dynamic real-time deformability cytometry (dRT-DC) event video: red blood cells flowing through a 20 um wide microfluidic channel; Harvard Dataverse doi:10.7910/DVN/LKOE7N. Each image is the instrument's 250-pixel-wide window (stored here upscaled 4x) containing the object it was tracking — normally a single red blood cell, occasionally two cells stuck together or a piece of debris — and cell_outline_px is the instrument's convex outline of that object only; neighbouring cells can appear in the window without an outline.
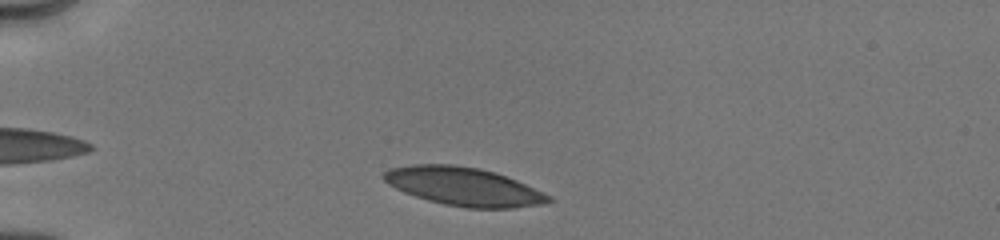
{"species": "human", "species_latin": "Homo sapiens", "temperature_condition": "cold", "stored_images_in_passage": 18, "camera_frame_rate_fps": 3000, "um_per_image_px": 0.085, "donor": {"sex": "male"}, "frame": {"image": 1, "passage_image": 2, "time_ms": 0.333, "image_size_px": [1000, 240], "cell_outline_px": [[556, 200], [544, 204], [512, 208], [468, 208], [444, 204], [428, 200], [404, 192], [388, 184], [380, 176], [388, 168], [412, 164], [452, 164], [480, 168], [496, 172], [516, 180], [544, 192], [552, 196]], "centroid_in_image_um": [39.43, 15.85], "position_along_channel_um": 45.6, "area_um2": 37.11}}
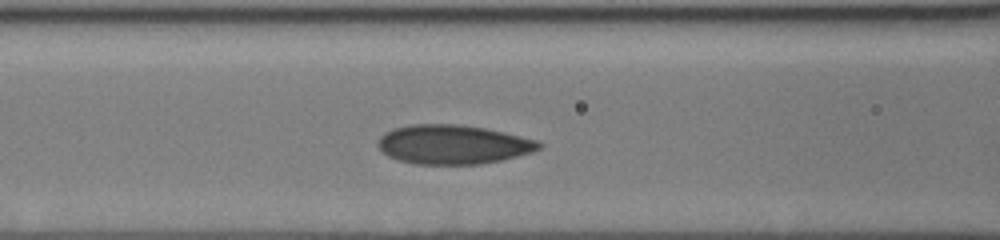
{"frame": {"image": 2, "passage_image": 9, "time_ms": 3.333, "image_size_px": [1000, 240], "cell_outline_px": [[544, 144], [540, 148], [532, 152], [500, 160], [480, 164], [416, 164], [400, 160], [388, 156], [376, 144], [380, 136], [384, 132], [392, 128], [408, 124], [460, 124], [484, 128], [504, 132], [536, 140]], "centroid_in_image_um": [38.48, 12.27], "position_along_channel_um": 128.1, "area_um2": 36.76}}
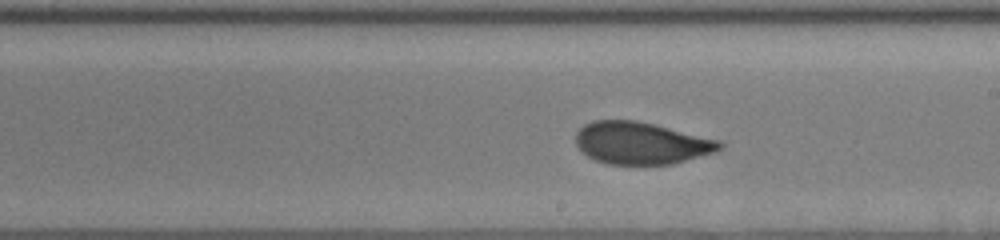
{"frame": {"image": 3, "passage_image": 16, "time_ms": 6.0, "image_size_px": [1000, 240], "cell_outline_px": [[724, 144], [716, 152], [672, 164], [608, 164], [596, 160], [588, 156], [576, 144], [576, 132], [584, 124], [592, 120], [636, 120], [720, 140]], "centroid_in_image_um": [54.5, 12.16], "position_along_channel_um": 234.5, "area_um2": 35.2}}